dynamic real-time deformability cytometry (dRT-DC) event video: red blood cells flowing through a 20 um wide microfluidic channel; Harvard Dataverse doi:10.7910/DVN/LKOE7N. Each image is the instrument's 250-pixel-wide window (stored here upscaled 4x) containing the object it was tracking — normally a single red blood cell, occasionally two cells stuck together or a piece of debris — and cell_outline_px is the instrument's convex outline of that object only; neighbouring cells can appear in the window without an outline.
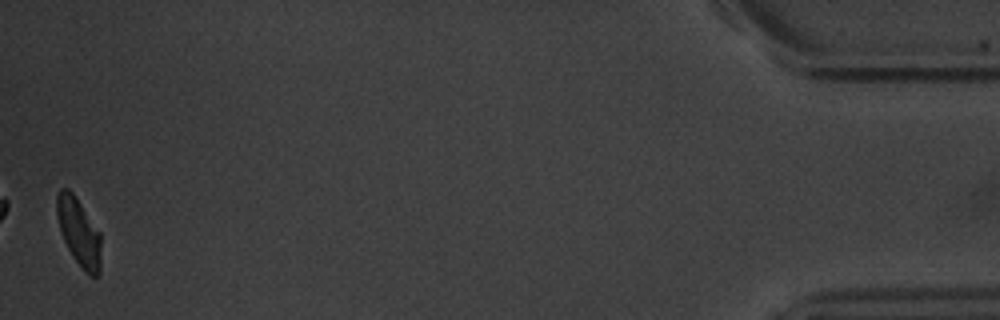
{"species": "common noctule bat (a hibernating species)", "species_latin": "Nyctalus noctula", "temperature_condition": "warm", "stored_images_in_passage": 49, "camera_frame_rate_fps": 3000, "um_per_image_px": 0.085, "animal": {"sex": "male", "body_mass_g": 20.1, "forearm_length_mm": 53.5}, "frame": {"image": 1, "passage_image": 49, "time_ms": 16.0, "image_size_px": [1000, 320], "cell_outline_px": [[100, 272], [96, 276], [88, 276], [84, 272], [72, 256], [64, 240], [60, 228], [56, 212], [56, 196], [60, 188], [68, 188], [72, 192], [100, 232]], "centroid_in_image_um": [6.7, 19.74], "position_along_channel_um": 428.5, "area_um2": 17.34}, "authors_computed_cell_mechanics": {"area_um2": 18.8428, "velocity_mm_per_s": 3.7848, "shape_relaxation_time_tau1_ms": 3.3175, "shape_relaxation_time_tau2_ms": 8.1906, "deformation_change_tau1": 0.1346, "deformation_change_tau2": 0.1487}}